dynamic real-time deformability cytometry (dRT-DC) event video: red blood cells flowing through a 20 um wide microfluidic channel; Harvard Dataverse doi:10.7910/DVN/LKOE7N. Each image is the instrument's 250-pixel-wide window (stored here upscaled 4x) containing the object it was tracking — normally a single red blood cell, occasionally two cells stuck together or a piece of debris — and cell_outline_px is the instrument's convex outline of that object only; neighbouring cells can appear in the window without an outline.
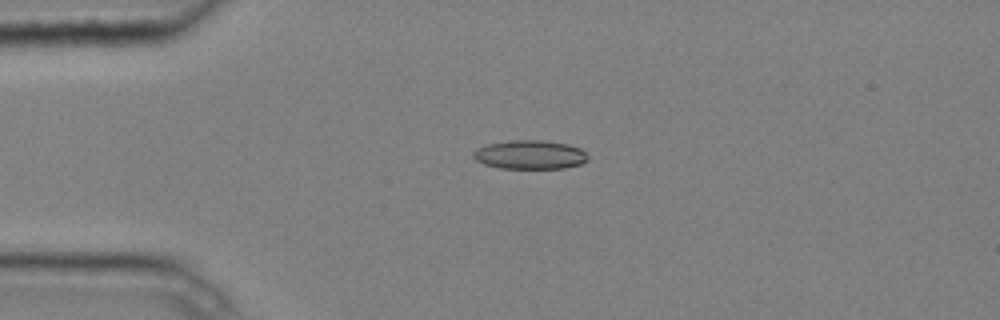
{"species": "common noctule bat (a hibernating species)", "species_latin": "Nyctalus noctula", "temperature_condition": "cold", "stored_images_in_passage": 13, "camera_frame_rate_fps": 3000, "um_per_image_px": 0.085, "animal": {"sex": "male", "body_mass_g": 20.4}, "frame": {"image": 1, "passage_image": 3, "time_ms": 0.667, "image_size_px": [1000, 320], "cell_outline_px": [[588, 160], [580, 164], [564, 168], [500, 168], [484, 164], [476, 160], [472, 156], [472, 152], [476, 148], [488, 144], [512, 140], [544, 140], [568, 144], [580, 148], [588, 156]], "centroid_in_image_um": [45.03, 13.14], "position_along_channel_um": 40.0, "area_um2": 19.31}}
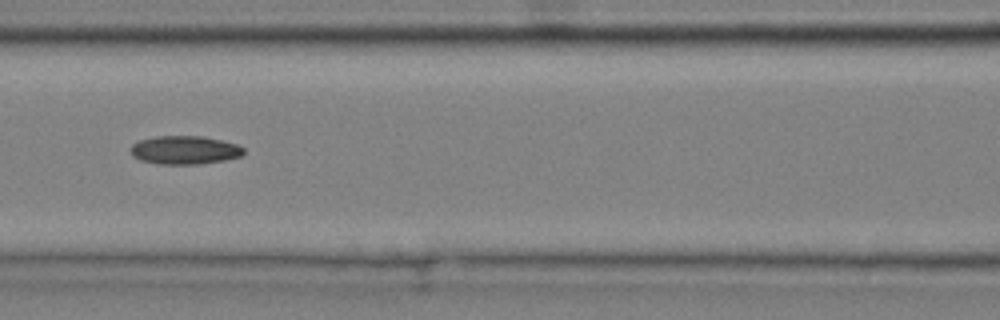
{"frame": {"image": 2, "passage_image": 6, "time_ms": 1.667, "image_size_px": [1000, 320], "cell_outline_px": [[244, 152], [240, 156], [224, 160], [196, 164], [156, 164], [140, 160], [132, 156], [132, 144], [140, 140], [156, 136], [204, 136], [236, 144], [244, 148]], "centroid_in_image_um": [15.68, 12.75], "position_along_channel_um": 150.9, "area_um2": 18.61}}
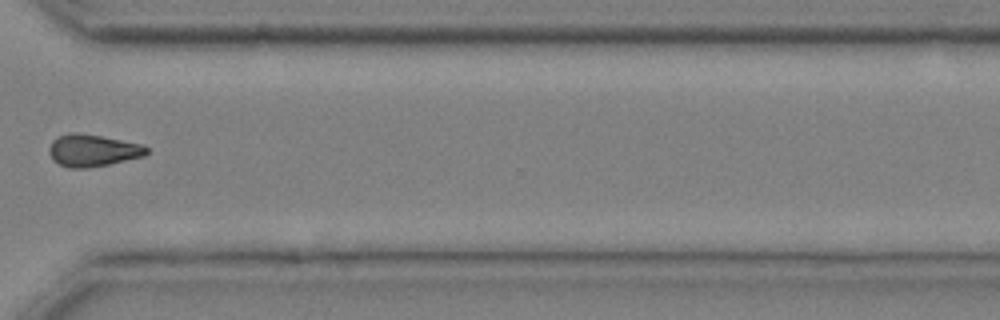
{"frame": {"image": 3, "passage_image": 11, "time_ms": 3.333, "image_size_px": [1000, 320], "cell_outline_px": [[148, 152], [144, 156], [108, 164], [88, 168], [68, 168], [52, 160], [48, 152], [48, 148], [52, 140], [56, 136], [68, 132], [80, 132], [140, 144], [148, 148]], "centroid_in_image_um": [7.81, 12.78], "position_along_channel_um": 362.8, "area_um2": 18.32}}